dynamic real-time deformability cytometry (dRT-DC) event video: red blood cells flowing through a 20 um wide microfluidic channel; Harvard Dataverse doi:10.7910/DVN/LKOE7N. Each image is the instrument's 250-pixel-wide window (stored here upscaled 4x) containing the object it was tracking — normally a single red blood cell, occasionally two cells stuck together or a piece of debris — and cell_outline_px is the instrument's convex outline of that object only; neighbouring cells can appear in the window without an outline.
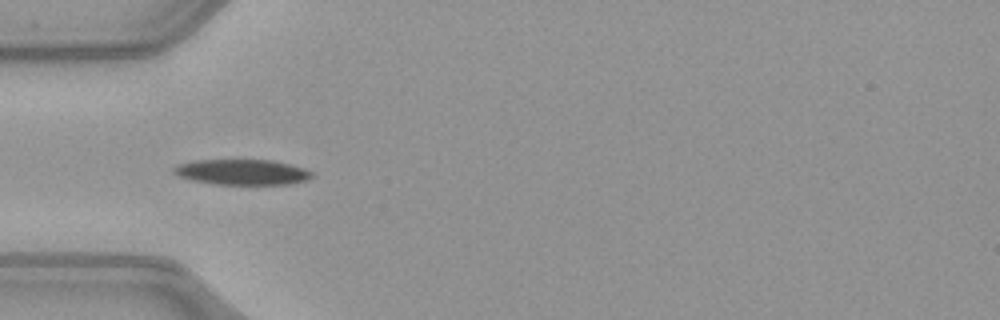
{"species": "common noctule bat (a hibernating species)", "species_latin": "Nyctalus noctula", "temperature_condition": "warm", "stored_images_in_passage": 36, "camera_frame_rate_fps": 3000, "um_per_image_px": 0.085, "animal": {"sex": "female", "body_mass_g": 21.9}, "frame": {"image": 1, "passage_image": 1, "time_ms": 0.0, "image_size_px": [1000, 320], "cell_outline_px": [[312, 176], [308, 180], [292, 184], [216, 184], [188, 180], [172, 172], [172, 168], [176, 164], [192, 160], [272, 160], [304, 168], [312, 172]], "centroid_in_image_um": [20.53, 14.63], "position_along_channel_um": 64.5, "area_um2": 20.63}}
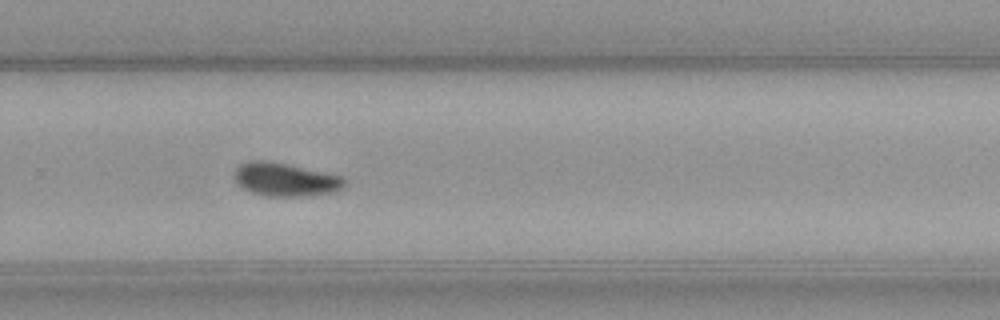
{"frame": {"image": 2, "passage_image": 19, "time_ms": 6.0, "image_size_px": [1000, 320], "cell_outline_px": [[344, 188], [336, 192], [304, 196], [268, 196], [252, 192], [244, 188], [232, 176], [236, 168], [240, 164], [252, 160], [268, 160], [288, 164], [344, 176]], "centroid_in_image_um": [24.28, 15.25], "position_along_channel_um": 305.5, "area_um2": 21.5}}
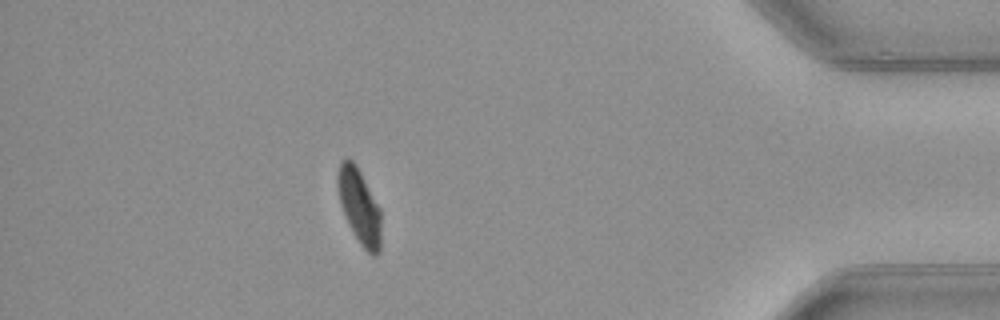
{"frame": {"image": 3, "passage_image": 30, "time_ms": 9.667, "image_size_px": [1000, 320], "cell_outline_px": [[380, 252], [376, 256], [372, 256], [360, 244], [348, 224], [340, 204], [336, 184], [336, 176], [340, 160], [352, 160], [356, 164], [380, 208]], "centroid_in_image_um": [30.52, 17.53], "position_along_channel_um": 404.7, "area_um2": 19.02}, "authors_computed_cell_mechanics": {"area_um2": 21.3282, "velocity_mm_per_s": 4.0177, "shape_relaxation_time_tau1_ms": 5.0651, "shape_relaxation_time_tau2_ms": null, "deformation_change_tau1": 0.1587, "deformation_change_tau2": null}}